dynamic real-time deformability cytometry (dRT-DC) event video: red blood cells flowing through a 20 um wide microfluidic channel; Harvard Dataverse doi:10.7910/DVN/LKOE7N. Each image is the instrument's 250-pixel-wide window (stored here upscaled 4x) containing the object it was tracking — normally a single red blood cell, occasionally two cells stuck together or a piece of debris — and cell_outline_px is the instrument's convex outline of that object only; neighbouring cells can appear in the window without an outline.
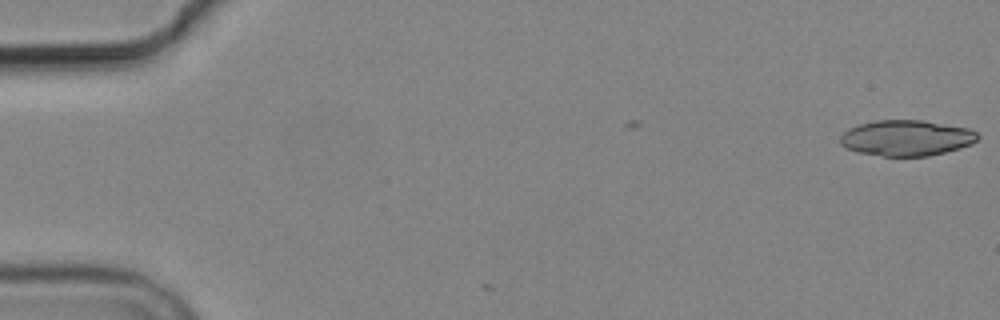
{"species": "common noctule bat (a hibernating species)", "species_latin": "Nyctalus noctula", "temperature_condition": "cold", "stored_images_in_passage": 3, "camera_frame_rate_fps": 3000, "um_per_image_px": 0.085, "animal": {"sex": "male", "body_mass_g": 19.2, "forearm_length_mm": 51.8}, "frame": {"image": 1, "passage_image": 1, "time_ms": 0.0, "image_size_px": [1000, 320], "cell_outline_px": [[980, 136], [972, 144], [960, 148], [928, 156], [884, 156], [856, 152], [840, 144], [840, 136], [848, 128], [860, 124], [876, 120], [924, 120], [968, 128], [976, 132]], "centroid_in_image_um": [77.05, 11.72], "position_along_channel_um": 8.0, "area_um2": 28.67}}